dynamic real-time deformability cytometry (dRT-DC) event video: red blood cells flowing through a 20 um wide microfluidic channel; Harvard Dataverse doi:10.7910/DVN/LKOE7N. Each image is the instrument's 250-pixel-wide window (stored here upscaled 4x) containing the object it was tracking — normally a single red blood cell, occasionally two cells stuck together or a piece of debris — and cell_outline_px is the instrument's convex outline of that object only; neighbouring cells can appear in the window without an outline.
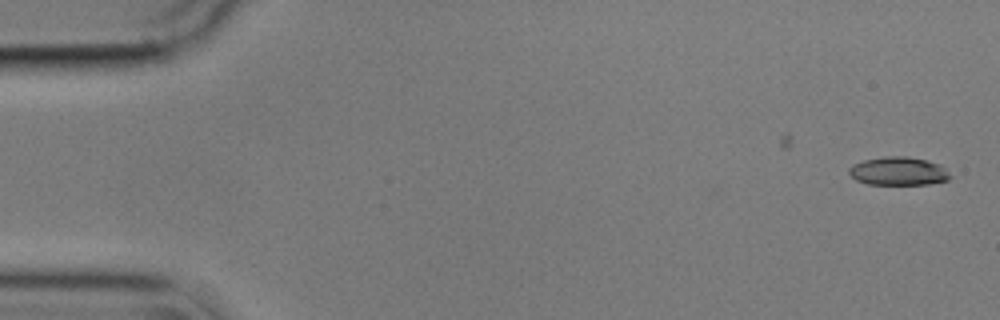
{"species": "common noctule bat (a hibernating species)", "species_latin": "Nyctalus noctula", "temperature_condition": "cold", "stored_images_in_passage": 19, "camera_frame_rate_fps": 3000, "um_per_image_px": 0.085, "animal": {"sex": "male", "body_mass_g": 17.9}, "frame": {"image": 1, "passage_image": 1, "time_ms": 0.0, "image_size_px": [1000, 320], "cell_outline_px": [[952, 176], [948, 180], [928, 184], [868, 184], [856, 180], [848, 172], [848, 168], [852, 164], [864, 160], [884, 156], [908, 156], [928, 160], [940, 164]], "centroid_in_image_um": [76.36, 14.54], "position_along_channel_um": 8.6, "area_um2": 16.82}}
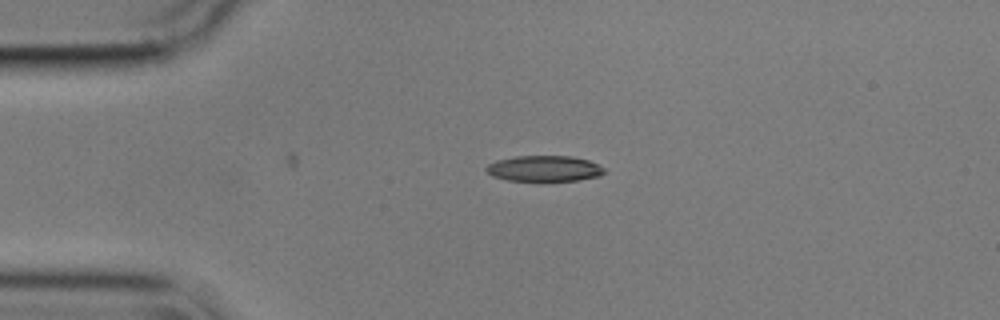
{"frame": {"image": 2, "passage_image": 12, "time_ms": 3.667, "image_size_px": [1000, 320], "cell_outline_px": [[604, 172], [600, 176], [576, 180], [508, 180], [492, 176], [484, 168], [488, 164], [496, 160], [516, 156], [572, 156], [588, 160], [604, 168]], "centroid_in_image_um": [46.23, 14.31], "position_along_channel_um": 38.8, "area_um2": 17.51}}
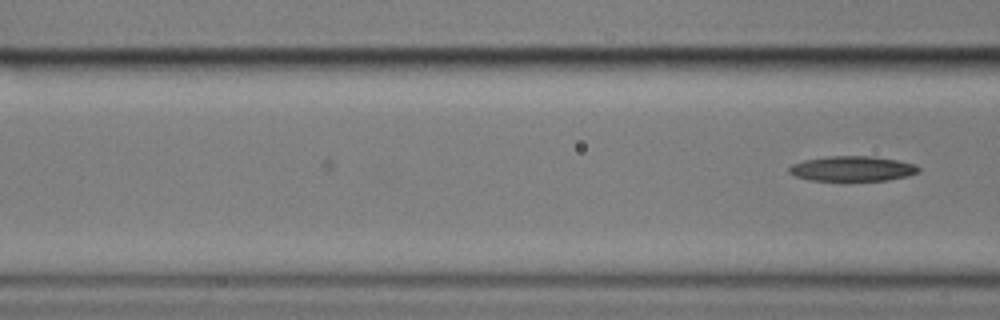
{"frame": {"image": 3, "passage_image": 19, "time_ms": 6.0, "image_size_px": [1000, 320], "cell_outline_px": [[920, 172], [908, 176], [888, 180], [808, 180], [796, 176], [788, 172], [788, 168], [792, 164], [804, 160], [828, 156], [872, 156], [896, 160], [916, 164], [920, 168]], "centroid_in_image_um": [72.46, 14.33], "position_along_channel_um": 94.1, "area_um2": 18.9}}